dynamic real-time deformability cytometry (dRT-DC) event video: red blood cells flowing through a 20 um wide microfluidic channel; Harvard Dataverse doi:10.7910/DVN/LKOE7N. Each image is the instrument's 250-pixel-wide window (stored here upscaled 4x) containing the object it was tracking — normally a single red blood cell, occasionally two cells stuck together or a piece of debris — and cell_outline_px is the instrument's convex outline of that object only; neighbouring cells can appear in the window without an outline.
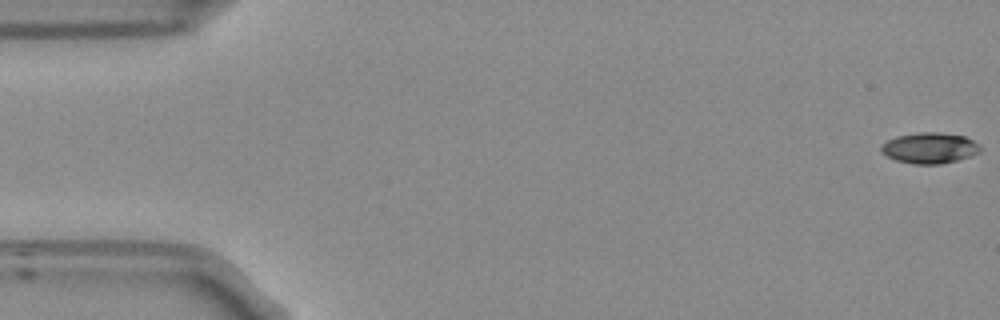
{"species": "Egyptian fruit bat (a non-hibernating species)", "species_latin": "Rousettus aegyptiacus", "temperature_condition": "room temperature", "stored_images_in_passage": 54, "camera_frame_rate_fps": 3000, "um_per_image_px": 0.085, "frame": {"image": 1, "passage_image": 1, "time_ms": 0.0, "image_size_px": [1000, 320], "cell_outline_px": [[980, 152], [956, 160], [940, 164], [916, 164], [896, 160], [880, 152], [880, 144], [896, 136], [920, 132], [940, 132], [964, 136], [972, 140], [980, 148]], "centroid_in_image_um": [78.96, 12.57], "position_along_channel_um": 6.0, "area_um2": 17.63}}
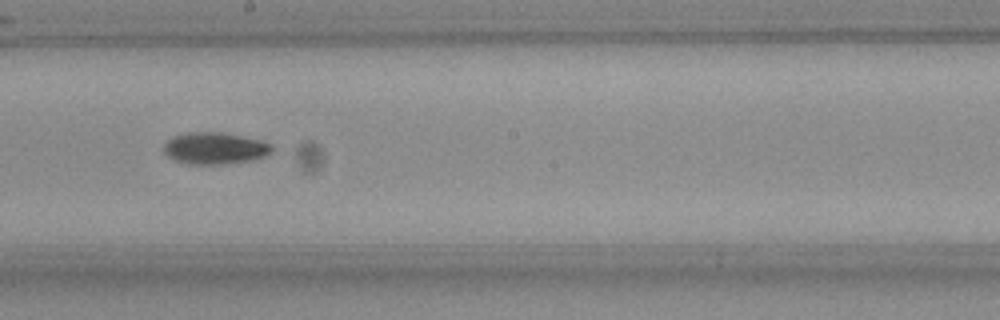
{"frame": {"image": 2, "passage_image": 30, "time_ms": 9.667, "image_size_px": [1000, 320], "cell_outline_px": [[272, 152], [264, 156], [252, 160], [216, 164], [192, 164], [176, 160], [168, 156], [164, 152], [164, 144], [172, 136], [188, 132], [224, 132], [260, 140], [272, 144]], "centroid_in_image_um": [18.26, 12.58], "position_along_channel_um": 229.9, "area_um2": 19.88}}
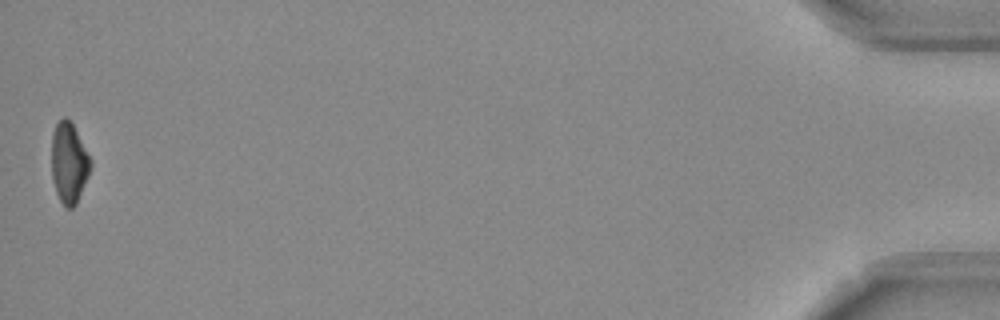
{"frame": {"image": 3, "passage_image": 54, "time_ms": 17.667, "image_size_px": [1000, 320], "cell_outline_px": [[92, 164], [88, 176], [76, 204], [72, 208], [64, 208], [56, 192], [52, 180], [52, 132], [56, 124], [64, 116], [72, 124], [92, 160]], "centroid_in_image_um": [5.86, 13.87], "position_along_channel_um": 429.3, "area_um2": 18.21}, "authors_computed_cell_mechanics": {"area_um2": 18.785, "velocity_mm_per_s": 3.7615, "shape_relaxation_time_tau1_ms": 5.3473, "shape_relaxation_time_tau2_ms": null, "deformation_change_tau1": 0.1474, "deformation_change_tau2": null}}